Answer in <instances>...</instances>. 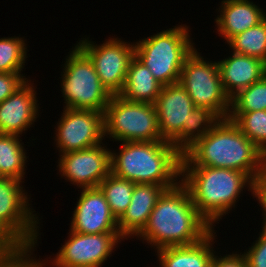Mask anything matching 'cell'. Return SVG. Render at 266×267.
Listing matches in <instances>:
<instances>
[{
	"label": "cell",
	"mask_w": 266,
	"mask_h": 267,
	"mask_svg": "<svg viewBox=\"0 0 266 267\" xmlns=\"http://www.w3.org/2000/svg\"><path fill=\"white\" fill-rule=\"evenodd\" d=\"M228 119L266 155V110L229 112Z\"/></svg>",
	"instance_id": "cell-26"
},
{
	"label": "cell",
	"mask_w": 266,
	"mask_h": 267,
	"mask_svg": "<svg viewBox=\"0 0 266 267\" xmlns=\"http://www.w3.org/2000/svg\"><path fill=\"white\" fill-rule=\"evenodd\" d=\"M60 91L64 108L105 111L111 94L101 84L89 57L76 45L62 64Z\"/></svg>",
	"instance_id": "cell-6"
},
{
	"label": "cell",
	"mask_w": 266,
	"mask_h": 267,
	"mask_svg": "<svg viewBox=\"0 0 266 267\" xmlns=\"http://www.w3.org/2000/svg\"><path fill=\"white\" fill-rule=\"evenodd\" d=\"M105 145L59 155L57 169L61 178L78 189L98 187L111 173V148Z\"/></svg>",
	"instance_id": "cell-13"
},
{
	"label": "cell",
	"mask_w": 266,
	"mask_h": 267,
	"mask_svg": "<svg viewBox=\"0 0 266 267\" xmlns=\"http://www.w3.org/2000/svg\"><path fill=\"white\" fill-rule=\"evenodd\" d=\"M189 29L186 24H177L134 42L135 57L162 86L179 82L184 62L196 48Z\"/></svg>",
	"instance_id": "cell-5"
},
{
	"label": "cell",
	"mask_w": 266,
	"mask_h": 267,
	"mask_svg": "<svg viewBox=\"0 0 266 267\" xmlns=\"http://www.w3.org/2000/svg\"><path fill=\"white\" fill-rule=\"evenodd\" d=\"M33 246H25L14 252H0V267H40ZM34 255V256H33Z\"/></svg>",
	"instance_id": "cell-29"
},
{
	"label": "cell",
	"mask_w": 266,
	"mask_h": 267,
	"mask_svg": "<svg viewBox=\"0 0 266 267\" xmlns=\"http://www.w3.org/2000/svg\"><path fill=\"white\" fill-rule=\"evenodd\" d=\"M214 19L217 34L227 43L231 38L258 25L266 12L250 0H222Z\"/></svg>",
	"instance_id": "cell-17"
},
{
	"label": "cell",
	"mask_w": 266,
	"mask_h": 267,
	"mask_svg": "<svg viewBox=\"0 0 266 267\" xmlns=\"http://www.w3.org/2000/svg\"><path fill=\"white\" fill-rule=\"evenodd\" d=\"M260 231L256 240L242 253L248 267H266V229Z\"/></svg>",
	"instance_id": "cell-30"
},
{
	"label": "cell",
	"mask_w": 266,
	"mask_h": 267,
	"mask_svg": "<svg viewBox=\"0 0 266 267\" xmlns=\"http://www.w3.org/2000/svg\"><path fill=\"white\" fill-rule=\"evenodd\" d=\"M29 79L15 93L0 103V133L21 135L32 128L40 113L37 87ZM35 86V87H34Z\"/></svg>",
	"instance_id": "cell-15"
},
{
	"label": "cell",
	"mask_w": 266,
	"mask_h": 267,
	"mask_svg": "<svg viewBox=\"0 0 266 267\" xmlns=\"http://www.w3.org/2000/svg\"><path fill=\"white\" fill-rule=\"evenodd\" d=\"M221 118L207 107L195 106L182 131L170 142L181 154L203 138Z\"/></svg>",
	"instance_id": "cell-23"
},
{
	"label": "cell",
	"mask_w": 266,
	"mask_h": 267,
	"mask_svg": "<svg viewBox=\"0 0 266 267\" xmlns=\"http://www.w3.org/2000/svg\"><path fill=\"white\" fill-rule=\"evenodd\" d=\"M252 181L247 173L233 169L181 166L180 182L188 189L198 213L213 229L236 207L244 189L252 192Z\"/></svg>",
	"instance_id": "cell-3"
},
{
	"label": "cell",
	"mask_w": 266,
	"mask_h": 267,
	"mask_svg": "<svg viewBox=\"0 0 266 267\" xmlns=\"http://www.w3.org/2000/svg\"><path fill=\"white\" fill-rule=\"evenodd\" d=\"M162 85L136 57L129 65L126 81L119 96L128 101L155 104Z\"/></svg>",
	"instance_id": "cell-21"
},
{
	"label": "cell",
	"mask_w": 266,
	"mask_h": 267,
	"mask_svg": "<svg viewBox=\"0 0 266 267\" xmlns=\"http://www.w3.org/2000/svg\"><path fill=\"white\" fill-rule=\"evenodd\" d=\"M181 166L233 169L247 173L254 180L265 173V155L225 118L182 154Z\"/></svg>",
	"instance_id": "cell-2"
},
{
	"label": "cell",
	"mask_w": 266,
	"mask_h": 267,
	"mask_svg": "<svg viewBox=\"0 0 266 267\" xmlns=\"http://www.w3.org/2000/svg\"><path fill=\"white\" fill-rule=\"evenodd\" d=\"M24 183L15 178H0V221L25 246L36 247L41 219L29 203L31 196L23 189Z\"/></svg>",
	"instance_id": "cell-11"
},
{
	"label": "cell",
	"mask_w": 266,
	"mask_h": 267,
	"mask_svg": "<svg viewBox=\"0 0 266 267\" xmlns=\"http://www.w3.org/2000/svg\"><path fill=\"white\" fill-rule=\"evenodd\" d=\"M103 114L104 136L113 142L165 141L159 131L155 104L112 95Z\"/></svg>",
	"instance_id": "cell-7"
},
{
	"label": "cell",
	"mask_w": 266,
	"mask_h": 267,
	"mask_svg": "<svg viewBox=\"0 0 266 267\" xmlns=\"http://www.w3.org/2000/svg\"><path fill=\"white\" fill-rule=\"evenodd\" d=\"M89 38H81L76 45L92 61L101 84L111 95H119L124 87L129 65L135 57L134 42H125L114 35L105 39L102 44H95Z\"/></svg>",
	"instance_id": "cell-10"
},
{
	"label": "cell",
	"mask_w": 266,
	"mask_h": 267,
	"mask_svg": "<svg viewBox=\"0 0 266 267\" xmlns=\"http://www.w3.org/2000/svg\"><path fill=\"white\" fill-rule=\"evenodd\" d=\"M27 45L24 37L0 38V73H22L28 60Z\"/></svg>",
	"instance_id": "cell-27"
},
{
	"label": "cell",
	"mask_w": 266,
	"mask_h": 267,
	"mask_svg": "<svg viewBox=\"0 0 266 267\" xmlns=\"http://www.w3.org/2000/svg\"><path fill=\"white\" fill-rule=\"evenodd\" d=\"M159 131L165 141L171 142L188 124V119L195 105L178 82L162 86L155 102Z\"/></svg>",
	"instance_id": "cell-16"
},
{
	"label": "cell",
	"mask_w": 266,
	"mask_h": 267,
	"mask_svg": "<svg viewBox=\"0 0 266 267\" xmlns=\"http://www.w3.org/2000/svg\"><path fill=\"white\" fill-rule=\"evenodd\" d=\"M266 110V74L230 99V112Z\"/></svg>",
	"instance_id": "cell-28"
},
{
	"label": "cell",
	"mask_w": 266,
	"mask_h": 267,
	"mask_svg": "<svg viewBox=\"0 0 266 267\" xmlns=\"http://www.w3.org/2000/svg\"><path fill=\"white\" fill-rule=\"evenodd\" d=\"M24 142L19 135L0 133V176L24 180L28 162Z\"/></svg>",
	"instance_id": "cell-22"
},
{
	"label": "cell",
	"mask_w": 266,
	"mask_h": 267,
	"mask_svg": "<svg viewBox=\"0 0 266 267\" xmlns=\"http://www.w3.org/2000/svg\"><path fill=\"white\" fill-rule=\"evenodd\" d=\"M251 195L253 198H256L258 204L260 206V210H262V228L266 229V174L263 173L256 177L252 181V192Z\"/></svg>",
	"instance_id": "cell-32"
},
{
	"label": "cell",
	"mask_w": 266,
	"mask_h": 267,
	"mask_svg": "<svg viewBox=\"0 0 266 267\" xmlns=\"http://www.w3.org/2000/svg\"><path fill=\"white\" fill-rule=\"evenodd\" d=\"M212 230L211 225L198 213L188 189L179 182L162 193L146 227L136 239L153 247L156 252L165 247L198 243Z\"/></svg>",
	"instance_id": "cell-1"
},
{
	"label": "cell",
	"mask_w": 266,
	"mask_h": 267,
	"mask_svg": "<svg viewBox=\"0 0 266 267\" xmlns=\"http://www.w3.org/2000/svg\"><path fill=\"white\" fill-rule=\"evenodd\" d=\"M210 267H248L244 255L235 250L223 256L214 254Z\"/></svg>",
	"instance_id": "cell-33"
},
{
	"label": "cell",
	"mask_w": 266,
	"mask_h": 267,
	"mask_svg": "<svg viewBox=\"0 0 266 267\" xmlns=\"http://www.w3.org/2000/svg\"><path fill=\"white\" fill-rule=\"evenodd\" d=\"M165 190L161 185L135 184L131 202L118 220L119 233L123 239H134L143 231L157 200Z\"/></svg>",
	"instance_id": "cell-19"
},
{
	"label": "cell",
	"mask_w": 266,
	"mask_h": 267,
	"mask_svg": "<svg viewBox=\"0 0 266 267\" xmlns=\"http://www.w3.org/2000/svg\"><path fill=\"white\" fill-rule=\"evenodd\" d=\"M135 183L110 173L98 185L117 221L126 212L132 198Z\"/></svg>",
	"instance_id": "cell-24"
},
{
	"label": "cell",
	"mask_w": 266,
	"mask_h": 267,
	"mask_svg": "<svg viewBox=\"0 0 266 267\" xmlns=\"http://www.w3.org/2000/svg\"><path fill=\"white\" fill-rule=\"evenodd\" d=\"M226 44L230 52L253 56L266 63V18L258 25L237 34Z\"/></svg>",
	"instance_id": "cell-25"
},
{
	"label": "cell",
	"mask_w": 266,
	"mask_h": 267,
	"mask_svg": "<svg viewBox=\"0 0 266 267\" xmlns=\"http://www.w3.org/2000/svg\"><path fill=\"white\" fill-rule=\"evenodd\" d=\"M68 231V239L54 258H41L40 267L49 264V267H102L116 251L115 248L125 241L120 233L81 234L70 229Z\"/></svg>",
	"instance_id": "cell-9"
},
{
	"label": "cell",
	"mask_w": 266,
	"mask_h": 267,
	"mask_svg": "<svg viewBox=\"0 0 266 267\" xmlns=\"http://www.w3.org/2000/svg\"><path fill=\"white\" fill-rule=\"evenodd\" d=\"M216 232L213 229L198 243L171 246L156 250L159 267H210L215 251Z\"/></svg>",
	"instance_id": "cell-20"
},
{
	"label": "cell",
	"mask_w": 266,
	"mask_h": 267,
	"mask_svg": "<svg viewBox=\"0 0 266 267\" xmlns=\"http://www.w3.org/2000/svg\"><path fill=\"white\" fill-rule=\"evenodd\" d=\"M22 73H0V103L21 88L30 77ZM29 78V79H28Z\"/></svg>",
	"instance_id": "cell-31"
},
{
	"label": "cell",
	"mask_w": 266,
	"mask_h": 267,
	"mask_svg": "<svg viewBox=\"0 0 266 267\" xmlns=\"http://www.w3.org/2000/svg\"><path fill=\"white\" fill-rule=\"evenodd\" d=\"M25 245L0 221V252H14Z\"/></svg>",
	"instance_id": "cell-34"
},
{
	"label": "cell",
	"mask_w": 266,
	"mask_h": 267,
	"mask_svg": "<svg viewBox=\"0 0 266 267\" xmlns=\"http://www.w3.org/2000/svg\"><path fill=\"white\" fill-rule=\"evenodd\" d=\"M70 230L81 234L119 233L118 221L99 187L80 190Z\"/></svg>",
	"instance_id": "cell-14"
},
{
	"label": "cell",
	"mask_w": 266,
	"mask_h": 267,
	"mask_svg": "<svg viewBox=\"0 0 266 267\" xmlns=\"http://www.w3.org/2000/svg\"><path fill=\"white\" fill-rule=\"evenodd\" d=\"M231 55L217 61L224 92L230 99L266 74V63L261 59L235 52Z\"/></svg>",
	"instance_id": "cell-18"
},
{
	"label": "cell",
	"mask_w": 266,
	"mask_h": 267,
	"mask_svg": "<svg viewBox=\"0 0 266 267\" xmlns=\"http://www.w3.org/2000/svg\"><path fill=\"white\" fill-rule=\"evenodd\" d=\"M118 150H111V173L115 176L166 189L180 182L182 154L170 142H121Z\"/></svg>",
	"instance_id": "cell-4"
},
{
	"label": "cell",
	"mask_w": 266,
	"mask_h": 267,
	"mask_svg": "<svg viewBox=\"0 0 266 267\" xmlns=\"http://www.w3.org/2000/svg\"><path fill=\"white\" fill-rule=\"evenodd\" d=\"M179 83L195 106L207 107L221 119L228 118L230 98L224 92L217 61H207L195 48L184 62Z\"/></svg>",
	"instance_id": "cell-8"
},
{
	"label": "cell",
	"mask_w": 266,
	"mask_h": 267,
	"mask_svg": "<svg viewBox=\"0 0 266 267\" xmlns=\"http://www.w3.org/2000/svg\"><path fill=\"white\" fill-rule=\"evenodd\" d=\"M53 136L59 155L103 143L104 114L94 110L63 108Z\"/></svg>",
	"instance_id": "cell-12"
}]
</instances>
